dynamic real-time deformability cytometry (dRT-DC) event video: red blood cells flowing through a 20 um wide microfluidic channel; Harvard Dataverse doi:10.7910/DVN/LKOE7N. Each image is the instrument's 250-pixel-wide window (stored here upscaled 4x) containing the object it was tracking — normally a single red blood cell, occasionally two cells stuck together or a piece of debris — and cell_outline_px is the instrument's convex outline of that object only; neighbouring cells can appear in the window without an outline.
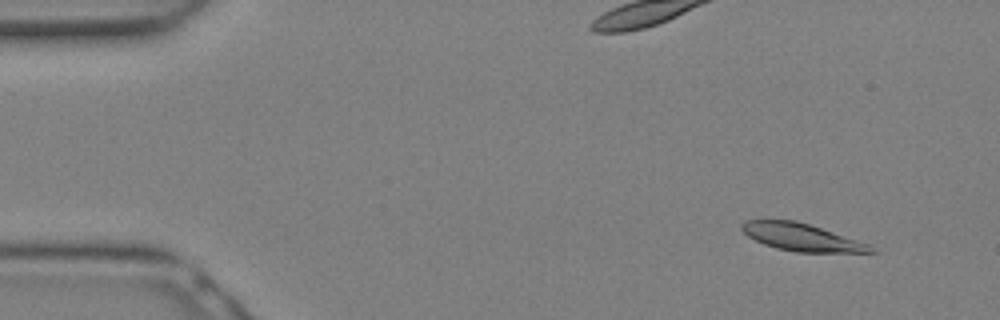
{"species": "Egyptian fruit bat (a non-hibernating species)", "species_latin": "Rousettus aegyptiacus", "temperature_condition": "warm", "stored_images_in_passage": 21, "camera_frame_rate_fps": 3000, "um_per_image_px": 0.085, "animal": {"sex": "female"}, "frame": {"image": 1, "passage_image": 3, "time_ms": 0.667, "image_size_px": [1000, 320], "cell_outline_px": [[876, 252], [796, 252], [776, 248], [764, 244], [748, 236], [740, 228], [740, 224], [744, 220], [796, 220], [868, 244]], "centroid_in_image_um": [68.05, 20.16], "position_along_channel_um": 17.0, "area_um2": 20.17}}
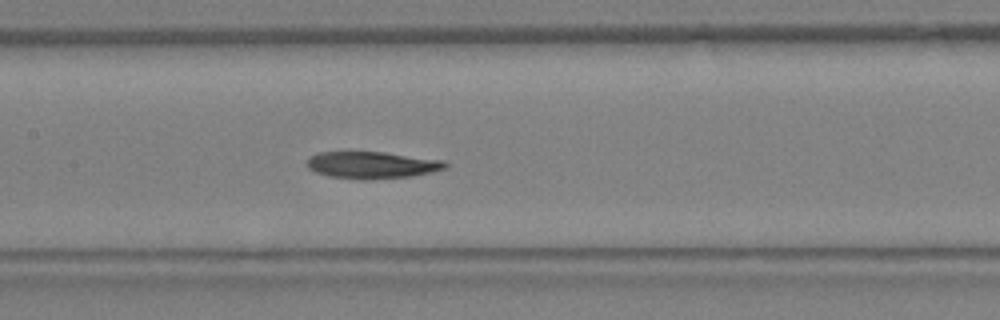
{"frame": {"image": 2, "passage_image": 14, "time_ms": 4.333, "image_size_px": [1000, 320], "cell_outline_px": [[448, 164], [444, 168], [428, 172], [408, 176], [328, 176], [316, 172], [308, 168], [308, 160], [312, 156], [320, 152], [384, 152], [444, 160]], "centroid_in_image_um": [31.62, 13.96], "position_along_channel_um": 175.8, "area_um2": 20.17}}
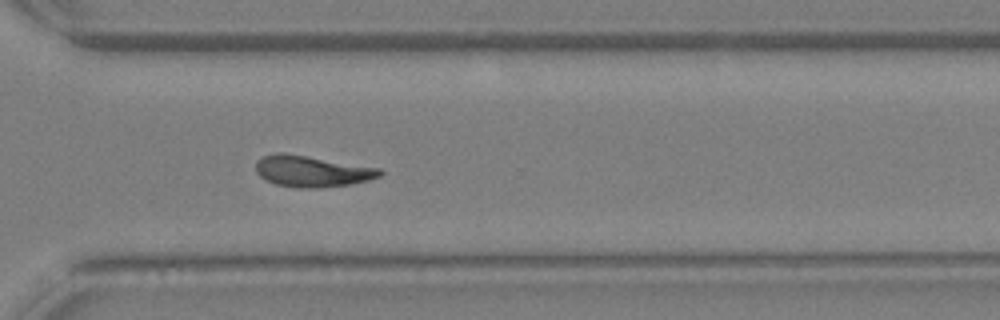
{"frame": {"image": 3, "passage_image": 21, "time_ms": 6.667, "image_size_px": [1000, 320], "cell_outline_px": [[384, 172], [380, 176], [368, 180], [348, 184], [320, 188], [300, 188], [276, 184], [260, 176], [256, 172], [256, 160], [264, 156], [276, 152], [284, 152], [380, 168]], "centroid_in_image_um": [26.5, 14.54], "position_along_channel_um": 344.1, "area_um2": 22.48}}